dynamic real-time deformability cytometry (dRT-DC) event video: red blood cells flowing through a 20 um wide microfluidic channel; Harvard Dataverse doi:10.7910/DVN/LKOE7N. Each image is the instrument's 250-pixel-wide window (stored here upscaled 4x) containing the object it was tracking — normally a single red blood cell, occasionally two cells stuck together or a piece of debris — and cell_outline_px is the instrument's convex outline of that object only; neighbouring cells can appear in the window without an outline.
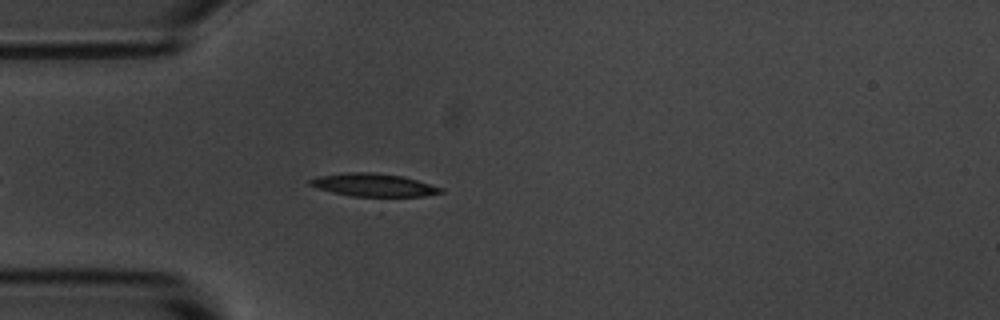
{"species": "common noctule bat (a hibernating species)", "species_latin": "Nyctalus noctula", "temperature_condition": "room temperature", "stored_images_in_passage": 18, "camera_frame_rate_fps": 3000, "um_per_image_px": 0.085, "animal": {"sex": "male", "body_mass_g": 20.1, "forearm_length_mm": 53.5}, "frame": {"image": 1, "passage_image": 6, "time_ms": 1.667, "image_size_px": [1000, 320], "cell_outline_px": [[444, 192], [380, 216], [308, 184], [308, 180], [320, 176], [348, 172], [372, 172], [404, 176], [444, 188]], "centroid_in_image_um": [31.96, 16.16], "position_along_channel_um": 53.0, "area_um2": 25.09}}
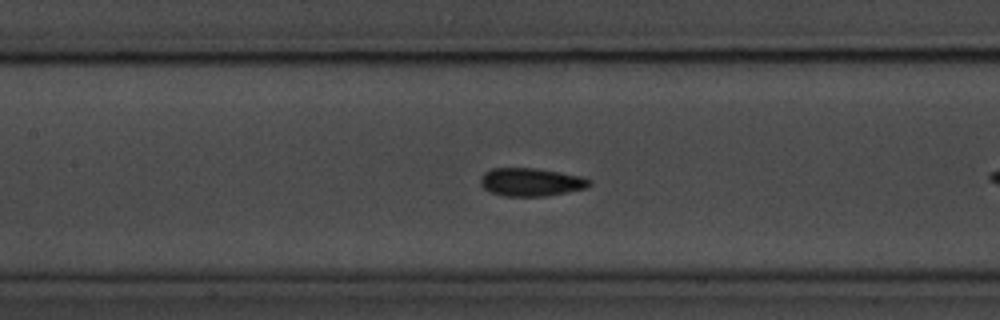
{"frame": {"image": 2, "passage_image": 12, "time_ms": 3.667, "image_size_px": [1000, 320], "cell_outline_px": [[592, 184], [588, 188], [548, 196], [504, 196], [492, 192], [484, 188], [480, 184], [480, 176], [484, 172], [492, 168], [536, 168], [580, 176], [592, 180]], "centroid_in_image_um": [45.15, 15.48], "position_along_channel_um": 162.3, "area_um2": 17.98}}